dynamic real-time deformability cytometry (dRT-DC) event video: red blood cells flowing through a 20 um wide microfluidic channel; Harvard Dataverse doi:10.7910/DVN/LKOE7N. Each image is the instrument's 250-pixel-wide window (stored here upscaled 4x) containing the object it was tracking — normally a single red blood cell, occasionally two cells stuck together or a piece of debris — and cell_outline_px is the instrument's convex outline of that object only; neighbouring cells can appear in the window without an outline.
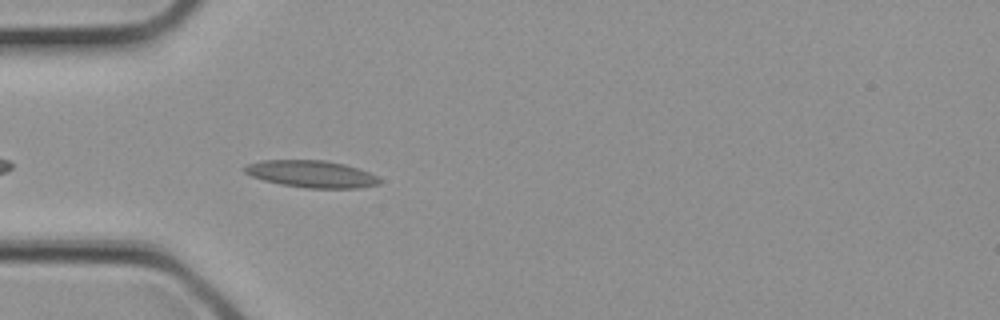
{"species": "common noctule bat (a hibernating species)", "species_latin": "Nyctalus noctula", "temperature_condition": "cold", "stored_images_in_passage": 3, "camera_frame_rate_fps": 3000, "um_per_image_px": 0.085, "animal": {"sex": "female", "body_mass_g": 21.9}, "frame": {"image": 1, "passage_image": 3, "time_ms": 0.667, "image_size_px": [1000, 320], "cell_outline_px": [[380, 184], [360, 188], [308, 188], [280, 184], [264, 180], [252, 176], [244, 172], [244, 168], [248, 164], [260, 160], [324, 160], [344, 164], [360, 168], [376, 176], [380, 180]], "centroid_in_image_um": [26.49, 14.79], "position_along_channel_um": 58.5, "area_um2": 21.21}}